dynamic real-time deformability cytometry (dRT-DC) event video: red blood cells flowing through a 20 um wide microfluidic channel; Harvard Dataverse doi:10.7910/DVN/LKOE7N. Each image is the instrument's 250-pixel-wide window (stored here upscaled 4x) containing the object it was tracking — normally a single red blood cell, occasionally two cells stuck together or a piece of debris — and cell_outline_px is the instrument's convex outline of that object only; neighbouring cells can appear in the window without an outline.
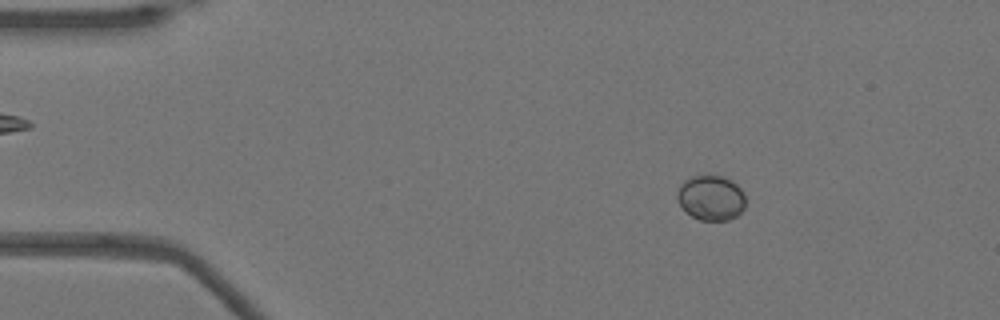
{"species": "Egyptian fruit bat (a non-hibernating species)", "species_latin": "Rousettus aegyptiacus", "temperature_condition": "warm", "stored_images_in_passage": 16, "camera_frame_rate_fps": 3000, "um_per_image_px": 0.085, "animal": {"sex": "female"}, "frame": {"image": 1, "passage_image": 1, "time_ms": 0.0, "image_size_px": [1000, 320], "cell_outline_px": [[744, 208], [736, 216], [728, 220], [700, 220], [684, 212], [676, 196], [680, 184], [684, 180], [692, 176], [720, 176], [732, 180], [744, 192]], "centroid_in_image_um": [60.41, 16.82], "position_along_channel_um": 24.6, "area_um2": 17.92}}
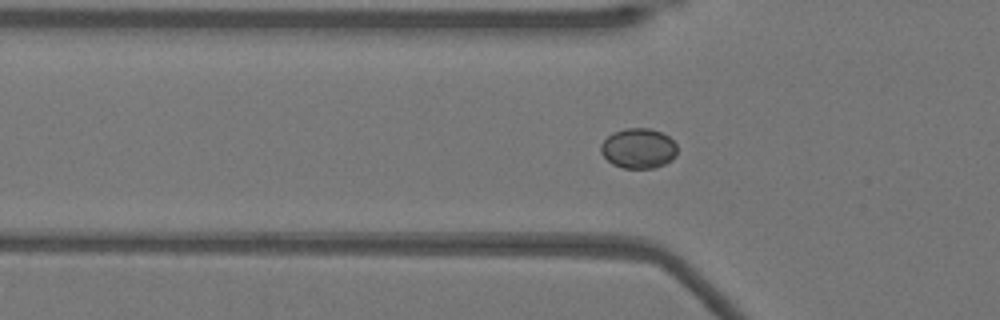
{"frame": {"image": 2, "passage_image": 10, "time_ms": 3.0, "image_size_px": [1000, 320], "cell_outline_px": [[676, 156], [672, 160], [656, 168], [624, 168], [612, 164], [600, 152], [600, 144], [612, 132], [624, 128], [648, 128], [660, 132], [668, 136], [676, 144]], "centroid_in_image_um": [54.26, 12.61], "position_along_channel_um": 71.5, "area_um2": 17.92}}
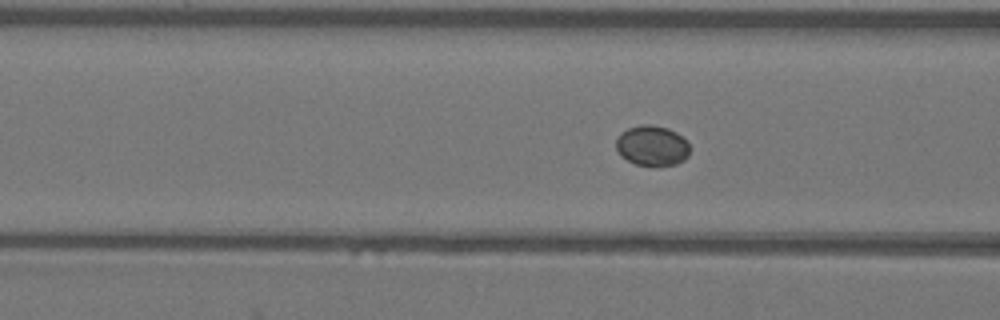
{"frame": {"image": 3, "passage_image": 13, "time_ms": 4.0, "image_size_px": [1000, 320], "cell_outline_px": [[688, 156], [684, 160], [676, 164], [636, 164], [620, 156], [616, 148], [616, 140], [620, 132], [628, 128], [640, 124], [648, 124], [668, 128], [676, 132], [688, 144]], "centroid_in_image_um": [55.38, 12.35], "position_along_channel_um": 111.2, "area_um2": 16.99}}